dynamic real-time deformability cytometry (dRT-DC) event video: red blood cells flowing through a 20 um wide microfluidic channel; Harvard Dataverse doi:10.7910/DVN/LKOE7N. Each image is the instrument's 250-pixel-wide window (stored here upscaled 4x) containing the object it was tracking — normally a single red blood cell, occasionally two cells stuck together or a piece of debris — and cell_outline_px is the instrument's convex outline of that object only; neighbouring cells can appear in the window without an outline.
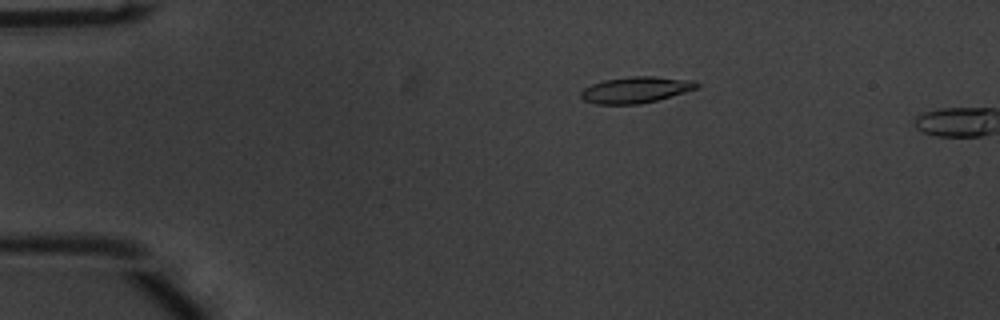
{"species": "common noctule bat (a hibernating species)", "species_latin": "Nyctalus noctula", "temperature_condition": "warm", "stored_images_in_passage": 4, "camera_frame_rate_fps": 3000, "um_per_image_px": 0.085, "animal": {"sex": "male", "body_mass_g": 20.1, "forearm_length_mm": 53.5}, "frame": {"image": 1, "passage_image": 2, "time_ms": 0.333, "image_size_px": [1000, 320], "cell_outline_px": [[700, 88], [656, 100], [640, 104], [596, 104], [584, 100], [580, 96], [580, 92], [584, 88], [592, 84], [604, 80], [628, 76], [652, 76], [696, 80], [700, 84]], "centroid_in_image_um": [54.07, 7.62], "position_along_channel_um": 30.9, "area_um2": 17.86}}